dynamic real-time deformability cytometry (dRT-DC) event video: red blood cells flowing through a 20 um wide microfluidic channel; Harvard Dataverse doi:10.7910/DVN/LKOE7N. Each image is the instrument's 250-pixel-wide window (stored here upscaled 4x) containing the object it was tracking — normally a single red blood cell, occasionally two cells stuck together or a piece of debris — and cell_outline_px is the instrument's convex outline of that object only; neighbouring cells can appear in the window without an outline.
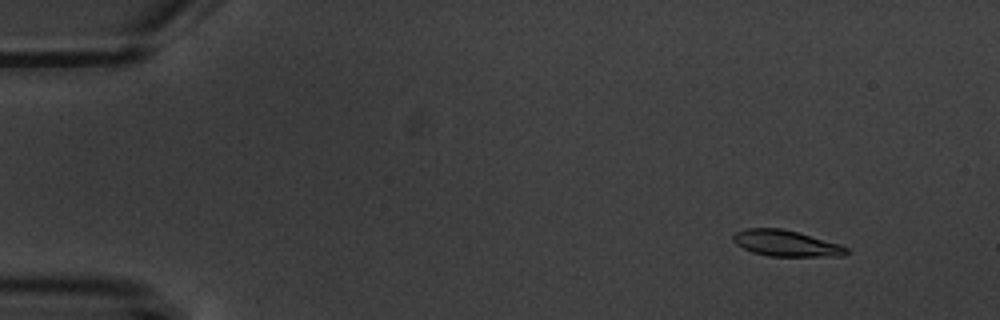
{"species": "common noctule bat (a hibernating species)", "species_latin": "Nyctalus noctula", "temperature_condition": "warm", "stored_images_in_passage": 7, "camera_frame_rate_fps": 3000, "um_per_image_px": 0.085, "animal": {"sex": "male", "body_mass_g": 20.1, "forearm_length_mm": 53.5}, "frame": {"image": 1, "passage_image": 2, "time_ms": 1.0, "image_size_px": [1000, 320], "cell_outline_px": [[848, 252], [844, 256], [768, 256], [752, 252], [736, 244], [732, 240], [732, 236], [736, 232], [748, 228], [780, 228], [796, 232], [840, 244], [848, 248]], "centroid_in_image_um": [66.8, 20.69], "position_along_channel_um": 18.2, "area_um2": 17.05}}
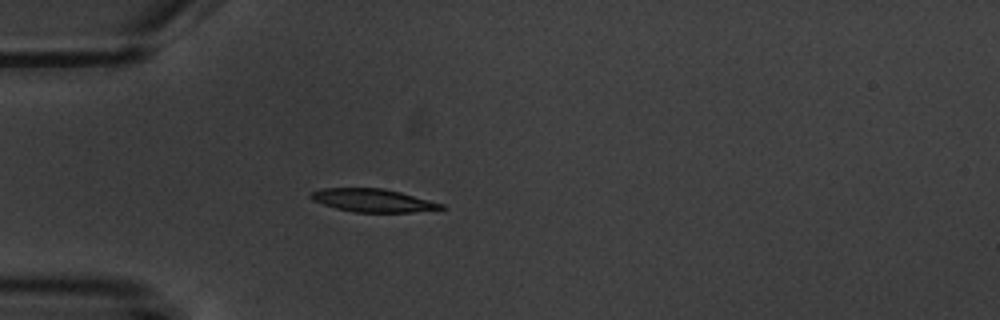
{"frame": {"image": 2, "passage_image": 5, "time_ms": 4.667, "image_size_px": [1000, 320], "cell_outline_px": [[448, 208], [412, 212], [356, 212], [336, 208], [312, 200], [308, 196], [312, 192], [320, 188], [384, 188], [400, 192], [444, 204]], "centroid_in_image_um": [31.7, 17.03], "position_along_channel_um": 53.3, "area_um2": 17.46}}